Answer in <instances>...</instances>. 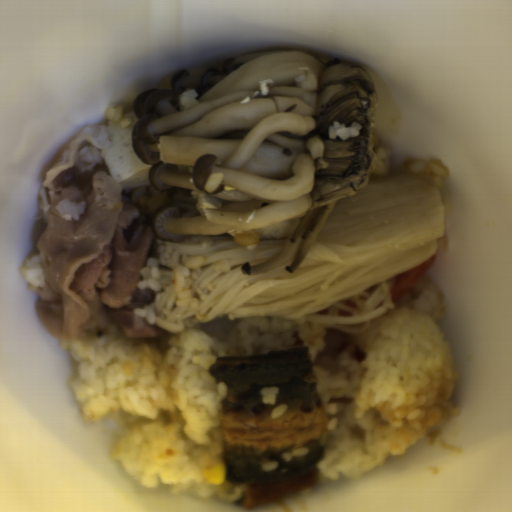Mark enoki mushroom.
<instances>
[{"label":"enoki mushroom","mask_w":512,"mask_h":512,"mask_svg":"<svg viewBox=\"0 0 512 512\" xmlns=\"http://www.w3.org/2000/svg\"><path fill=\"white\" fill-rule=\"evenodd\" d=\"M302 218L262 226L254 231L259 242L247 246L226 233L178 240L156 236L160 289L153 290L149 306L153 324L176 335L212 320L265 316L353 334L395 310L393 277L449 249L439 187L421 174L399 171L368 177L351 197L338 199L291 273L275 267L242 274L245 263L254 266L280 256ZM197 256L207 258L190 275L199 308L177 307L172 271Z\"/></svg>","instance_id":"enoki-mushroom-1"}]
</instances>
